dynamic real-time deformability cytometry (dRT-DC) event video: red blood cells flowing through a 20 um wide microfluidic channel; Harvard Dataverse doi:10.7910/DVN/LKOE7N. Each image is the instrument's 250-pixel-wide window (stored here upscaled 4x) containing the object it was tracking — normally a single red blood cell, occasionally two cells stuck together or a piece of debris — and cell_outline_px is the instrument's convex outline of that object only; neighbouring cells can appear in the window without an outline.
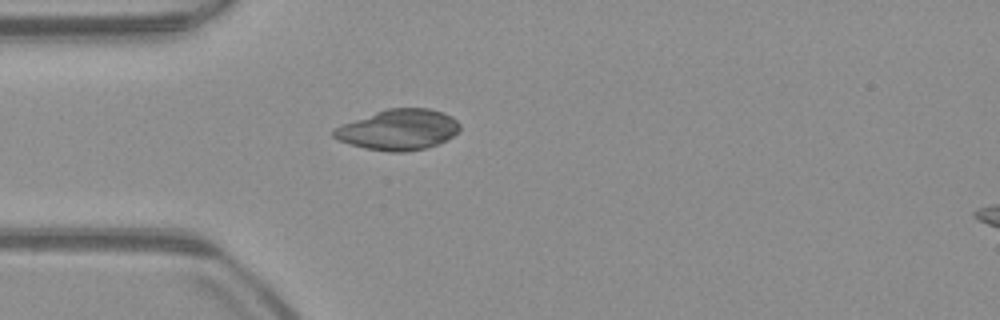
{"species": "common noctule bat (a hibernating species)", "species_latin": "Nyctalus noctula", "temperature_condition": "warm", "stored_images_in_passage": 35, "camera_frame_rate_fps": 3000, "um_per_image_px": 0.085, "animal": {"sex": "male", "body_mass_g": 23.1, "forearm_length_mm": 52.7}, "frame": {"image": 1, "passage_image": 1, "time_ms": 0.0, "image_size_px": [1000, 320], "cell_outline_px": [[460, 132], [428, 148], [404, 152], [388, 152], [364, 148], [340, 140], [332, 136], [332, 128], [376, 112], [388, 108], [428, 108], [444, 112], [452, 116], [460, 124]], "centroid_in_image_um": [33.89, 11.02], "position_along_channel_um": 51.1, "area_um2": 29.77}}
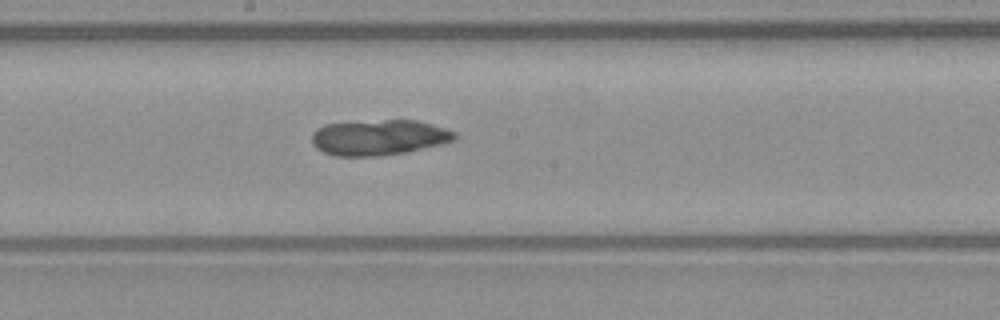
{"frame": {"image": 2, "passage_image": 14, "time_ms": 4.333, "image_size_px": [1000, 320], "cell_outline_px": [[456, 140], [440, 144], [404, 152], [376, 156], [336, 156], [324, 152], [316, 148], [312, 140], [312, 132], [316, 128], [324, 124], [384, 120], [416, 120], [432, 124], [456, 132]], "centroid_in_image_um": [32.19, 11.68], "position_along_channel_um": 216.0, "area_um2": 29.36}}
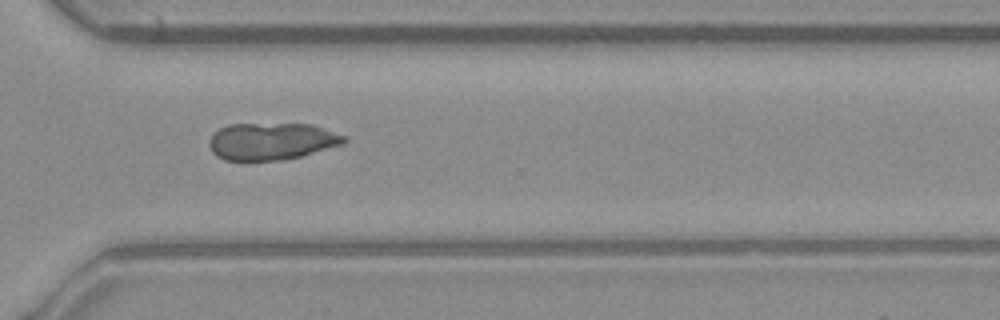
{"frame": {"image": 3, "passage_image": 24, "time_ms": 7.667, "image_size_px": [1000, 320], "cell_outline_px": [[348, 140], [344, 144], [300, 156], [284, 160], [224, 160], [216, 156], [212, 152], [208, 144], [208, 140], [220, 128], [228, 124], [312, 124], [348, 136]], "centroid_in_image_um": [23.11, 12.01], "position_along_channel_um": 347.5, "area_um2": 29.3}}